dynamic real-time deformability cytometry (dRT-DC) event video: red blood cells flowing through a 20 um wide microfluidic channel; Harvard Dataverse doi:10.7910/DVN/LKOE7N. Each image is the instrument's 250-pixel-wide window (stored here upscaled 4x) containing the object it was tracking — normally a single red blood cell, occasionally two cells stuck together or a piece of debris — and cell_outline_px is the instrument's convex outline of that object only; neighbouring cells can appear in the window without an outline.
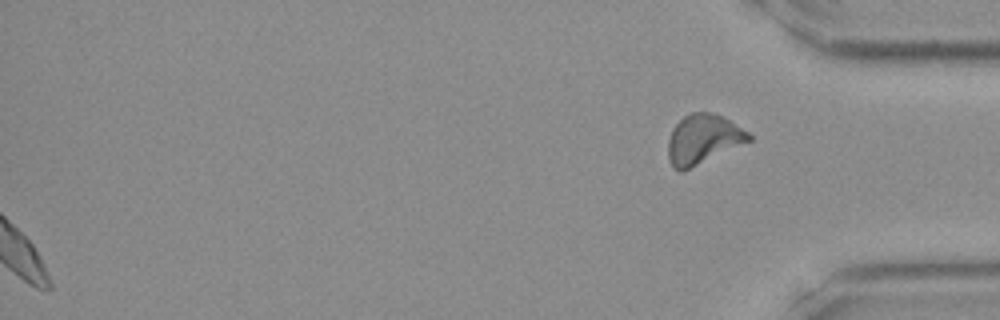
{"species": "Egyptian fruit bat (a non-hibernating species)", "species_latin": "Rousettus aegyptiacus", "temperature_condition": "room temperature", "stored_images_in_passage": 37, "segment_of_instrument_passage": [2, 2], "camera_frame_rate_fps": 3000, "um_per_image_px": 0.085, "frame": {"image": 1, "passage_image": 37, "time_ms": 12.0, "image_size_px": [1000, 320], "cell_outline_px": [[752, 140], [684, 172], [680, 172], [672, 168], [668, 160], [668, 140], [672, 128], [684, 116], [692, 112], [712, 112], [728, 120], [748, 132], [752, 136]], "centroid_in_image_um": [59.73, 11.87], "position_along_channel_um": 375.5, "area_um2": 23.47}}